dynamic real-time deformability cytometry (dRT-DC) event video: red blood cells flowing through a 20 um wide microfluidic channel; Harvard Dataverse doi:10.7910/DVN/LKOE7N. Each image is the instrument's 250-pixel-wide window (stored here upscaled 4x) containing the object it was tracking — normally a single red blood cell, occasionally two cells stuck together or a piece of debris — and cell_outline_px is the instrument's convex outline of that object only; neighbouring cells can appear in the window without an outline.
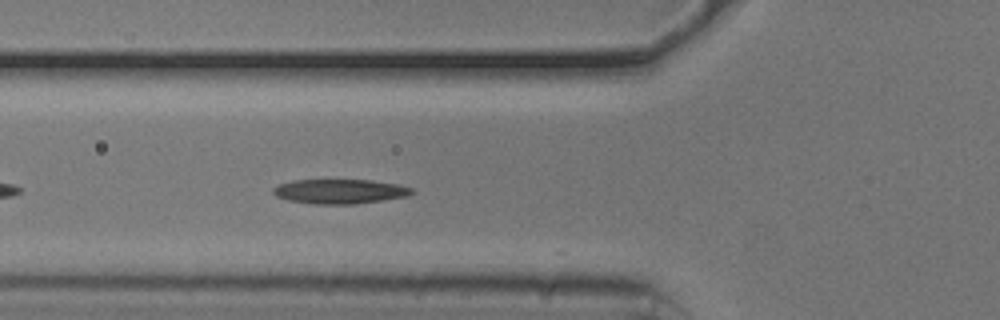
{"species": "common noctule bat (a hibernating species)", "species_latin": "Nyctalus noctula", "temperature_condition": "cold", "stored_images_in_passage": 13, "camera_frame_rate_fps": 3000, "um_per_image_px": 0.085, "animal": {"sex": "male", "body_mass_g": 20.5, "forearm_length_mm": 52.5}, "frame": {"image": 1, "passage_image": 6, "time_ms": 1.667, "image_size_px": [1000, 320], "cell_outline_px": [[416, 192], [408, 196], [384, 200], [356, 204], [316, 204], [288, 200], [276, 196], [272, 192], [272, 188], [280, 184], [292, 180], [372, 180], [400, 184], [412, 188]], "centroid_in_image_um": [28.93, 16.27], "position_along_channel_um": 96.9, "area_um2": 20.0}}
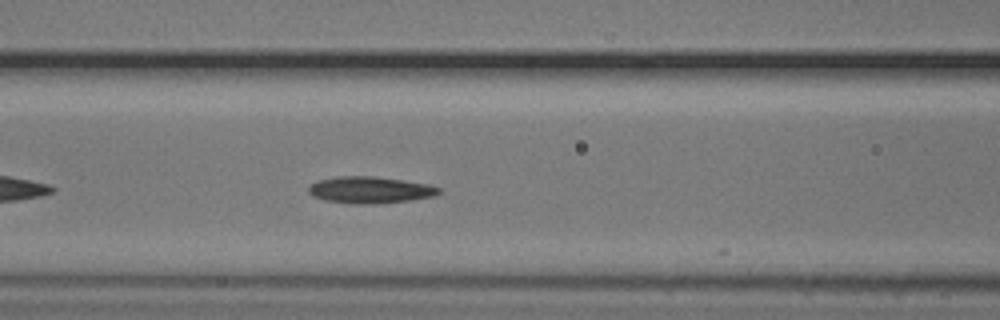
{"frame": {"image": 2, "passage_image": 9, "time_ms": 2.667, "image_size_px": [1000, 320], "cell_outline_px": [[440, 192], [432, 196], [412, 200], [356, 204], [352, 204], [324, 200], [312, 196], [308, 192], [308, 184], [316, 180], [336, 176], [376, 176], [428, 184], [440, 188]], "centroid_in_image_um": [31.37, 16.12], "position_along_channel_um": 135.2, "area_um2": 20.23}}
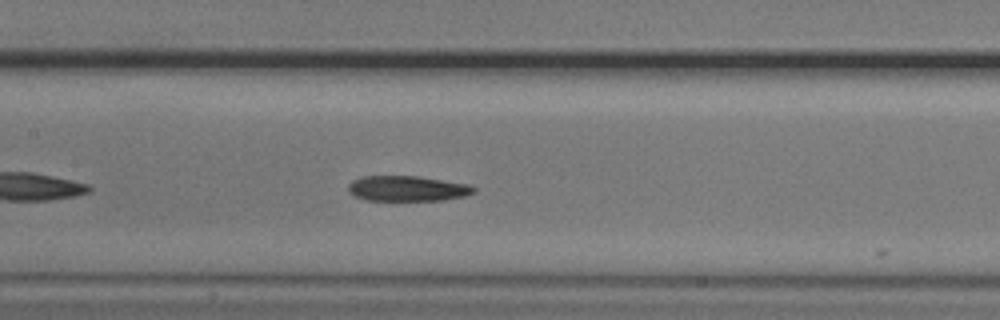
{"frame": {"image": 3, "passage_image": 12, "time_ms": 3.667, "image_size_px": [1000, 320], "cell_outline_px": [[476, 192], [464, 196], [444, 200], [364, 200], [352, 196], [348, 192], [348, 184], [352, 180], [364, 176], [416, 176], [468, 184], [476, 188]], "centroid_in_image_um": [34.58, 16.03], "position_along_channel_um": 172.8, "area_um2": 18.61}}